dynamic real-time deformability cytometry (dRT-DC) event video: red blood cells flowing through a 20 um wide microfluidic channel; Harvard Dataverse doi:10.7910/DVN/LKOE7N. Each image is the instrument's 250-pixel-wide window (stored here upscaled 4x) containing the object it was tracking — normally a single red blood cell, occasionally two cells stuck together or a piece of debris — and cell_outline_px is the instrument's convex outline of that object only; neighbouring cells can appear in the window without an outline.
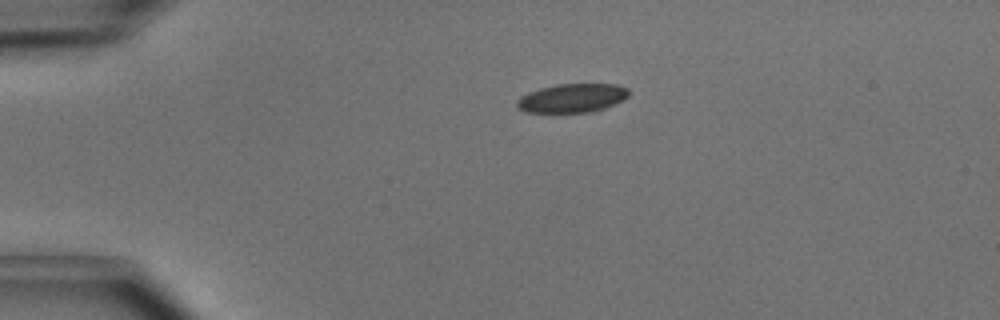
{"species": "common noctule bat (a hibernating species)", "species_latin": "Nyctalus noctula", "temperature_condition": "cold", "stored_images_in_passage": 40, "camera_frame_rate_fps": 3000, "um_per_image_px": 0.085, "animal": {"sex": "male", "body_mass_g": 15.6}, "frame": {"image": 1, "passage_image": 1, "time_ms": 0.0, "image_size_px": [1000, 320], "cell_outline_px": [[628, 96], [624, 100], [604, 108], [592, 112], [528, 112], [516, 108], [516, 100], [520, 96], [528, 92], [540, 88], [556, 84], [616, 84], [628, 88]], "centroid_in_image_um": [48.61, 8.33], "position_along_channel_um": 36.4, "area_um2": 18.84}}
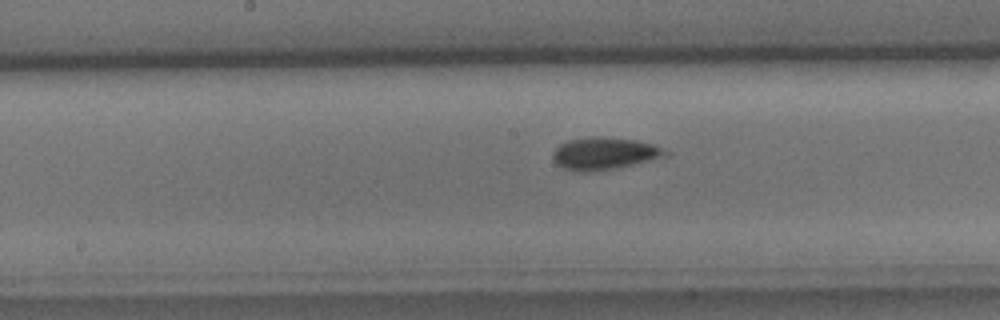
{"frame": {"image": 2, "passage_image": 16, "time_ms": 5.0, "image_size_px": [1000, 320], "cell_outline_px": [[672, 152], [668, 156], [632, 164], [592, 172], [576, 172], [564, 168], [556, 164], [552, 156], [552, 152], [560, 144], [568, 140], [592, 136], [636, 140], [652, 144]], "centroid_in_image_um": [51.35, 13.05], "position_along_channel_um": 196.8, "area_um2": 21.1}}
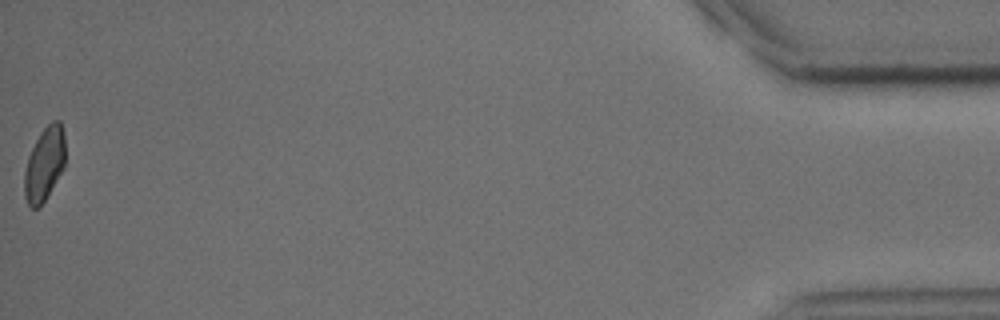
{"frame": {"image": 3, "passage_image": 40, "time_ms": 13.0, "image_size_px": [1000, 320], "cell_outline_px": [[64, 168], [44, 200], [36, 208], [32, 208], [28, 204], [24, 196], [24, 172], [28, 156], [40, 132], [52, 120], [60, 120], [64, 136]], "centroid_in_image_um": [3.76, 13.92], "position_along_channel_um": 431.4, "area_um2": 17.34}, "authors_computed_cell_mechanics": {"area_um2": 20.3167, "velocity_mm_per_s": 4.0468, "shape_relaxation_time_tau1_ms": 2.127, "shape_relaxation_time_tau2_ms": 7.0024, "deformation_change_tau1": 0.0594, "deformation_change_tau2": 0.1497}}